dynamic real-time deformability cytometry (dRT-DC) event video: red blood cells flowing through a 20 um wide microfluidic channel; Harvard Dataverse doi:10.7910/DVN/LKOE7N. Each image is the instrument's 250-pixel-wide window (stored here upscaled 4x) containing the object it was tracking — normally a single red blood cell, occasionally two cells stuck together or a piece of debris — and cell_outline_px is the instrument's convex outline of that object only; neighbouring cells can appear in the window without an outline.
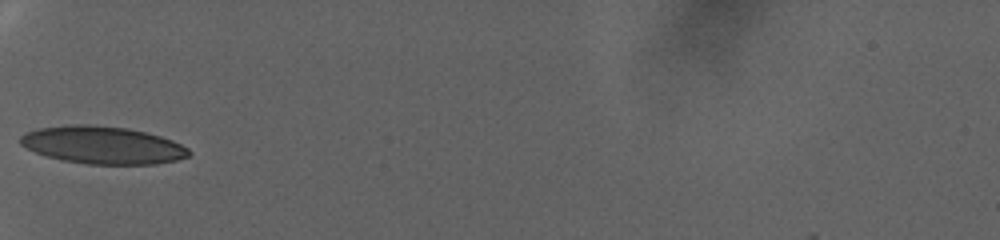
{"species": "human", "species_latin": "Homo sapiens", "temperature_condition": "warm", "stored_images_in_passage": 45, "camera_frame_rate_fps": 3000, "um_per_image_px": 0.085, "donor": {"sex": "female"}, "frame": {"image": 1, "passage_image": 1, "time_ms": 0.0, "image_size_px": [1000, 240], "cell_outline_px": [[192, 152], [188, 156], [176, 160], [156, 164], [88, 164], [64, 160], [48, 156], [36, 152], [20, 144], [20, 136], [28, 132], [40, 128], [68, 124], [88, 124], [128, 128], [160, 136], [172, 140], [188, 148]], "centroid_in_image_um": [8.74, 12.33], "position_along_channel_um": 76.3, "area_um2": 36.65}}
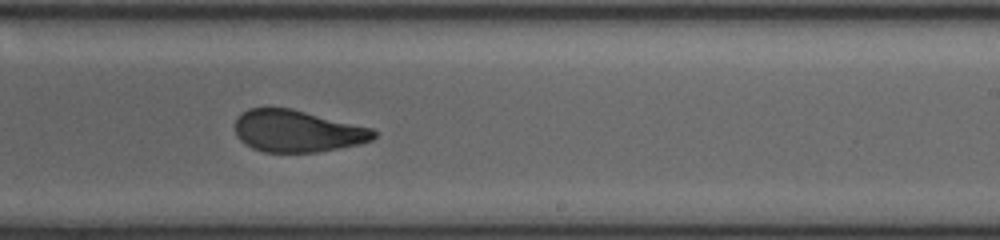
{"frame": {"image": 2, "passage_image": 21, "time_ms": 6.667, "image_size_px": [1000, 240], "cell_outline_px": [[376, 136], [372, 140], [360, 144], [316, 152], [264, 152], [252, 148], [244, 144], [236, 136], [236, 116], [248, 108], [292, 108], [372, 128], [376, 132]], "centroid_in_image_um": [25.25, 11.14], "position_along_channel_um": 263.7, "area_um2": 33.99}}
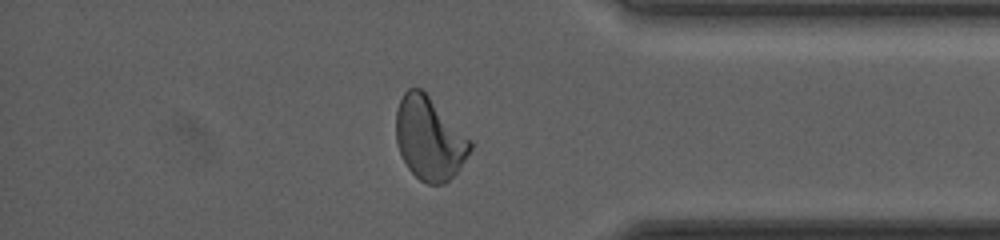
{"frame": {"image": 3, "passage_image": 36, "time_ms": 11.667, "image_size_px": [1000, 240], "cell_outline_px": [[472, 148], [456, 172], [444, 184], [428, 184], [420, 180], [408, 168], [400, 152], [396, 140], [396, 112], [400, 100], [404, 92], [408, 88], [424, 88], [472, 140]], "centroid_in_image_um": [36.5, 11.72], "position_along_channel_um": 398.7, "area_um2": 36.13}, "authors_computed_cell_mechanics": {"area_um2": 35.6048, "velocity_mm_per_s": 2.8863, "shape_relaxation_time_tau1_ms": null, "shape_relaxation_time_tau2_ms": 1.4733, "deformation_change_tau1": null, "deformation_change_tau2": 0.0823}}